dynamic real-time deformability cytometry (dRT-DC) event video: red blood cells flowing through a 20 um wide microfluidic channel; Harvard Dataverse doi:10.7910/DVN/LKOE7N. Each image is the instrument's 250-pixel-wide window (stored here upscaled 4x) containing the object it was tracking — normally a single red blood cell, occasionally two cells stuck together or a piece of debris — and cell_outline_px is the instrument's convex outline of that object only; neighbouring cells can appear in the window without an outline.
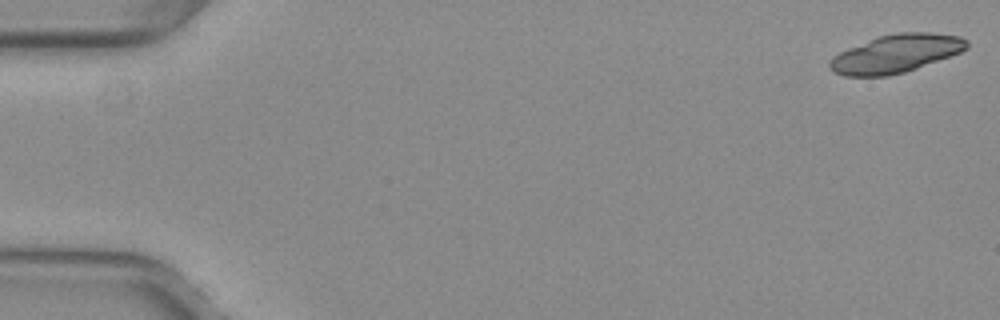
{"species": "common noctule bat (a hibernating species)", "species_latin": "Nyctalus noctula", "temperature_condition": "warm", "stored_images_in_passage": 19, "camera_frame_rate_fps": 3000, "um_per_image_px": 0.085, "animal": {"sex": "female", "body_mass_g": 29.2, "forearm_length_mm": 56.3}, "frame": {"image": 1, "passage_image": 1, "time_ms": 0.0, "image_size_px": [1000, 320], "cell_outline_px": [[968, 48], [960, 52], [916, 68], [904, 72], [888, 76], [844, 76], [832, 72], [828, 68], [828, 64], [832, 56], [848, 48], [880, 36], [896, 32], [932, 32], [960, 36], [968, 40]], "centroid_in_image_um": [76.13, 4.56], "position_along_channel_um": 8.9, "area_um2": 30.4}}